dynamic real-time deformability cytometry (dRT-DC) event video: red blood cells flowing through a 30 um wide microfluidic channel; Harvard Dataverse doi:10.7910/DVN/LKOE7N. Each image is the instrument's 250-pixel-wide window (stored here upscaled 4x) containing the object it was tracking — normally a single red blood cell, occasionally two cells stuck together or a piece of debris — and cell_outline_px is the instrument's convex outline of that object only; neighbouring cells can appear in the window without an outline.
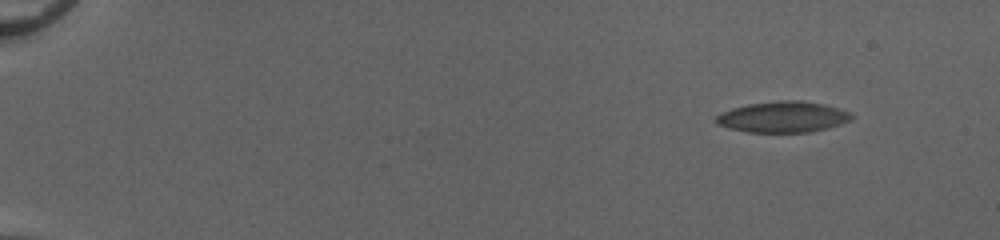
{"species": "common noctule bat (a hibernating species)", "species_latin": "Nyctalus noctula", "temperature_condition": "cold", "stored_images_in_passage": 50, "camera_frame_rate_fps": 3000, "um_per_image_px": 0.085, "animal": {"sex": "female", "body_mass_g": 20.0, "forearm_length_mm": 54.0}, "frame": {"image": 1, "passage_image": 1, "time_ms": 0.0, "image_size_px": [1000, 240], "cell_outline_px": [[852, 116], [848, 120], [840, 124], [828, 128], [812, 132], [748, 132], [728, 128], [716, 124], [716, 116], [720, 112], [732, 108], [748, 104], [784, 100], [800, 100], [824, 104], [848, 112]], "centroid_in_image_um": [66.49, 9.94], "position_along_channel_um": 18.5, "area_um2": 24.28}}
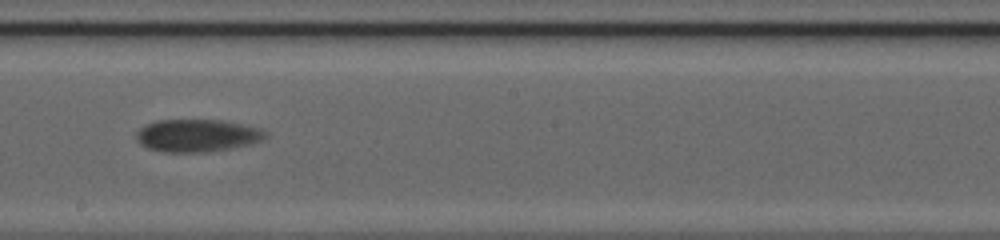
{"frame": {"image": 2, "passage_image": 29, "time_ms": 9.333, "image_size_px": [1000, 240], "cell_outline_px": [[268, 136], [260, 140], [248, 144], [228, 148], [204, 152], [164, 152], [148, 148], [140, 144], [136, 140], [136, 132], [140, 128], [156, 120], [220, 120], [260, 128]], "centroid_in_image_um": [16.7, 11.52], "position_along_channel_um": 231.5, "area_um2": 24.16}}
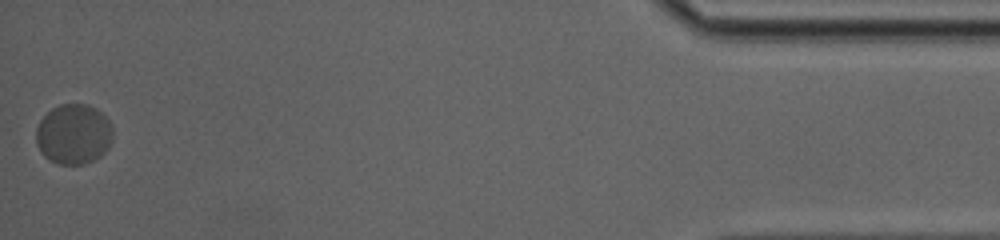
{"frame": {"image": 3, "passage_image": 50, "time_ms": 16.333, "image_size_px": [1000, 240], "cell_outline_px": [[112, 140], [108, 148], [100, 156], [84, 164], [56, 164], [48, 160], [40, 152], [36, 144], [36, 128], [40, 120], [52, 108], [60, 104], [84, 104], [96, 108], [112, 124]], "centroid_in_image_um": [6.24, 11.41], "position_along_channel_um": 429.0, "area_um2": 27.05}, "authors_computed_cell_mechanics": {"area_um2": 24.3627, "velocity_mm_per_s": 3.9167, "shape_relaxation_time_tau1_ms": 4.0956, "shape_relaxation_time_tau2_ms": null, "deformation_change_tau1": 0.0742, "deformation_change_tau2": null}}